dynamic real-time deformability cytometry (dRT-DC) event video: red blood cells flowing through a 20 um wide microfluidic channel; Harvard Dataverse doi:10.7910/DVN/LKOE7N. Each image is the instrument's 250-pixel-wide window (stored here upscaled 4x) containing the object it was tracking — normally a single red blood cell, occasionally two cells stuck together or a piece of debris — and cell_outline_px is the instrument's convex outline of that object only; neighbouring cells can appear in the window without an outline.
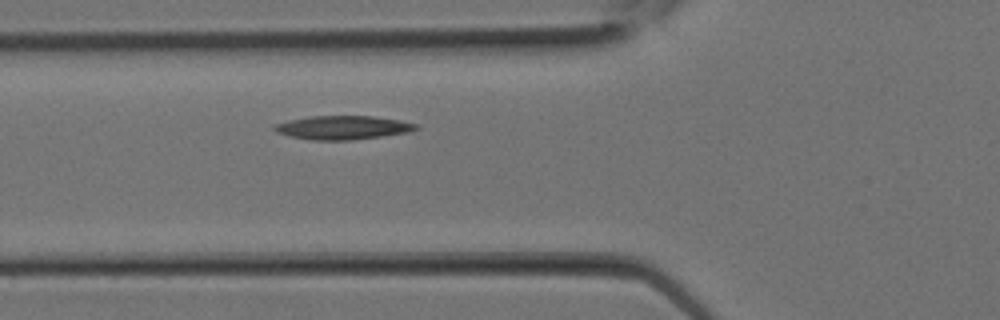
{"species": "Egyptian fruit bat (a non-hibernating species)", "species_latin": "Rousettus aegyptiacus", "temperature_condition": "room temperature", "stored_images_in_passage": 6, "camera_frame_rate_fps": 3000, "um_per_image_px": 0.085, "animal": {"sex": "female"}, "frame": {"image": 1, "passage_image": 6, "time_ms": 1.667, "image_size_px": [1000, 320], "cell_outline_px": [[420, 128], [408, 132], [352, 140], [312, 140], [292, 136], [276, 132], [272, 128], [276, 124], [288, 120], [308, 116], [372, 116], [396, 120], [416, 124]], "centroid_in_image_um": [29.1, 10.84], "position_along_channel_um": 96.7, "area_um2": 19.31}}